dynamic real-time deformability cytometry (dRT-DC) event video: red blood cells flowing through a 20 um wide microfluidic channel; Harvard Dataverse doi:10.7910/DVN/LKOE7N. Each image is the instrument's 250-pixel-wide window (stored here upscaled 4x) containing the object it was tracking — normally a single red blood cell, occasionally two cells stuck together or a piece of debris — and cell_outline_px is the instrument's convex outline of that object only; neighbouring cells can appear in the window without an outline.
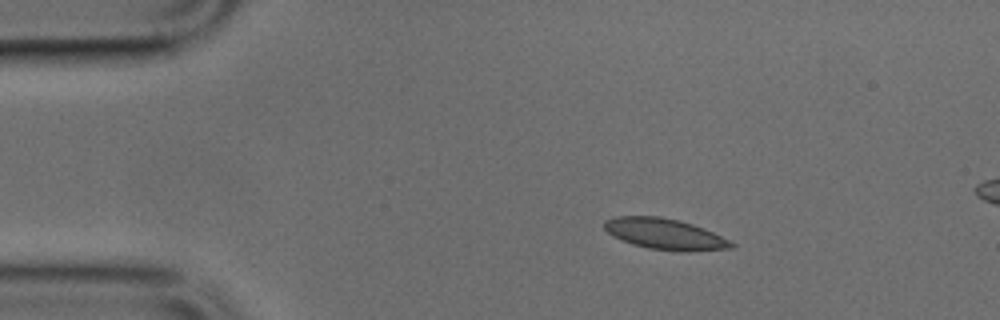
{"species": "common noctule bat (a hibernating species)", "species_latin": "Nyctalus noctula", "temperature_condition": "cold", "stored_images_in_passage": 43, "segment_of_instrument_passage": [1, 2], "camera_frame_rate_fps": 3000, "um_per_image_px": 0.085, "animal": {"sex": "male", "body_mass_g": 17.9, "forearm_length_mm": 54.2}, "frame": {"image": 1, "passage_image": 1, "time_ms": 0.0, "image_size_px": [1000, 320], "cell_outline_px": [[736, 248], [688, 252], [680, 252], [648, 248], [632, 244], [620, 240], [612, 236], [604, 228], [604, 220], [616, 216], [660, 216], [680, 220], [692, 224], [712, 232], [736, 244]], "centroid_in_image_um": [56.51, 19.9], "position_along_channel_um": 28.5, "area_um2": 23.12}}
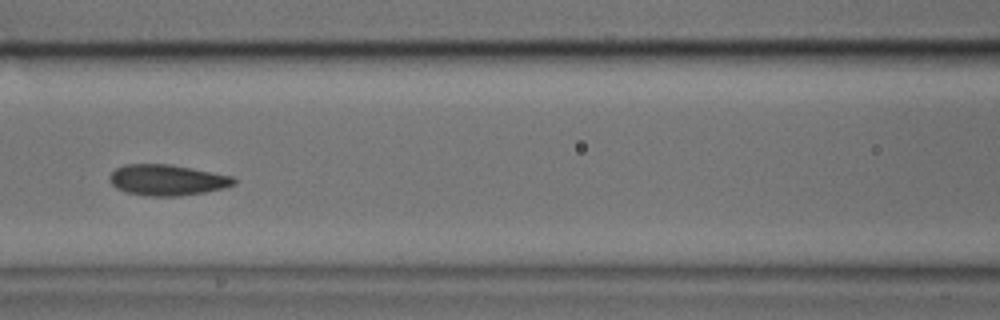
{"frame": {"image": 2, "passage_image": 14, "time_ms": 4.333, "image_size_px": [1000, 320], "cell_outline_px": [[236, 184], [224, 188], [204, 192], [180, 196], [148, 196], [128, 192], [116, 188], [112, 184], [108, 176], [116, 168], [124, 164], [168, 164], [192, 168], [232, 176], [236, 180]], "centroid_in_image_um": [14.21, 15.3], "position_along_channel_um": 152.4, "area_um2": 22.31}}
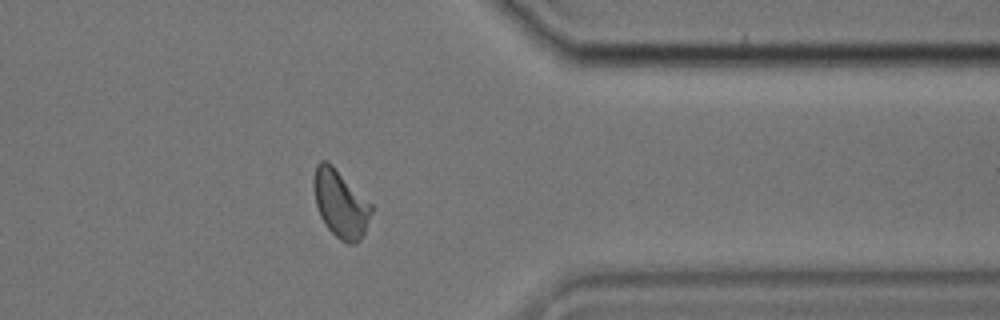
{"frame": {"image": 3, "passage_image": 32, "time_ms": 10.333, "image_size_px": [1000, 320], "cell_outline_px": [[372, 212], [364, 232], [360, 240], [356, 244], [348, 244], [340, 240], [324, 224], [320, 216], [316, 204], [312, 184], [316, 164], [320, 160], [328, 160], [372, 204]], "centroid_in_image_um": [28.92, 17.3], "position_along_channel_um": 382.5, "area_um2": 22.77}}